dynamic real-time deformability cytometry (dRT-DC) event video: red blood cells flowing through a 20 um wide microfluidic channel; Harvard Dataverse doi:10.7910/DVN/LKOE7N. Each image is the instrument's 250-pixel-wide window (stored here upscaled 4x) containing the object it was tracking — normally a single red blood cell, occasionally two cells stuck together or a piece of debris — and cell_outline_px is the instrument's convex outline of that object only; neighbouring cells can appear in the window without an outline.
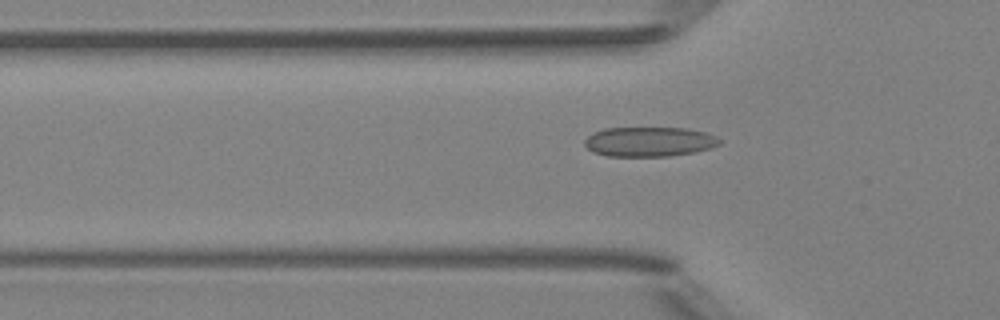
{"species": "Egyptian fruit bat (a non-hibernating species)", "species_latin": "Rousettus aegyptiacus", "temperature_condition": "room temperature", "stored_images_in_passage": 47, "camera_frame_rate_fps": 3000, "um_per_image_px": 0.085, "animal": {"sex": "female"}, "frame": {"image": 1, "passage_image": 17, "time_ms": 5.333, "image_size_px": [1000, 320], "cell_outline_px": [[724, 140], [720, 144], [712, 148], [696, 152], [668, 156], [608, 156], [592, 152], [584, 144], [584, 140], [592, 132], [604, 128], [688, 128], [704, 132], [716, 136]], "centroid_in_image_um": [55.21, 12.04], "position_along_channel_um": 70.6, "area_um2": 23.58}}
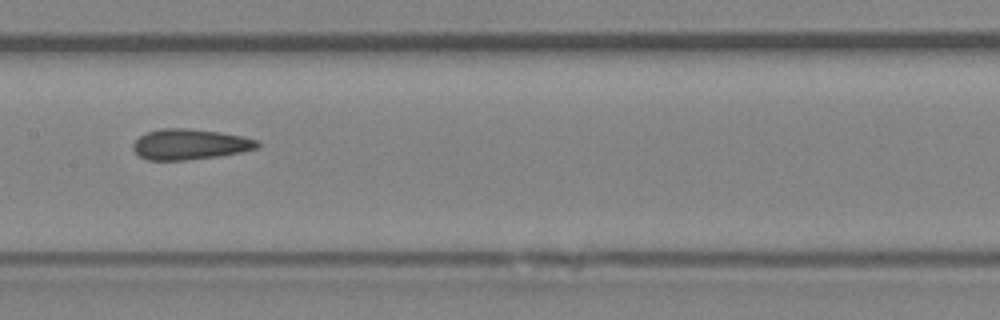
{"frame": {"image": 2, "passage_image": 26, "time_ms": 8.333, "image_size_px": [1000, 320], "cell_outline_px": [[260, 148], [220, 156], [188, 160], [148, 160], [140, 156], [132, 148], [132, 144], [140, 136], [148, 132], [160, 128], [188, 128], [220, 132], [244, 136], [256, 140], [260, 144]], "centroid_in_image_um": [16.16, 12.26], "position_along_channel_um": 191.2, "area_um2": 22.25}}
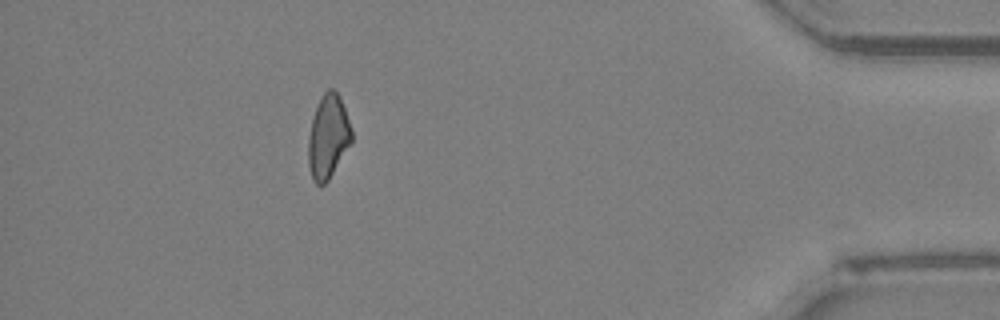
{"frame": {"image": 3, "passage_image": 46, "time_ms": 15.0, "image_size_px": [1000, 320], "cell_outline_px": [[352, 140], [328, 180], [324, 184], [316, 184], [312, 180], [308, 164], [308, 136], [312, 120], [316, 108], [324, 92], [328, 88], [332, 88], [340, 96], [352, 128]], "centroid_in_image_um": [27.88, 11.61], "position_along_channel_um": 407.3, "area_um2": 20.92}}